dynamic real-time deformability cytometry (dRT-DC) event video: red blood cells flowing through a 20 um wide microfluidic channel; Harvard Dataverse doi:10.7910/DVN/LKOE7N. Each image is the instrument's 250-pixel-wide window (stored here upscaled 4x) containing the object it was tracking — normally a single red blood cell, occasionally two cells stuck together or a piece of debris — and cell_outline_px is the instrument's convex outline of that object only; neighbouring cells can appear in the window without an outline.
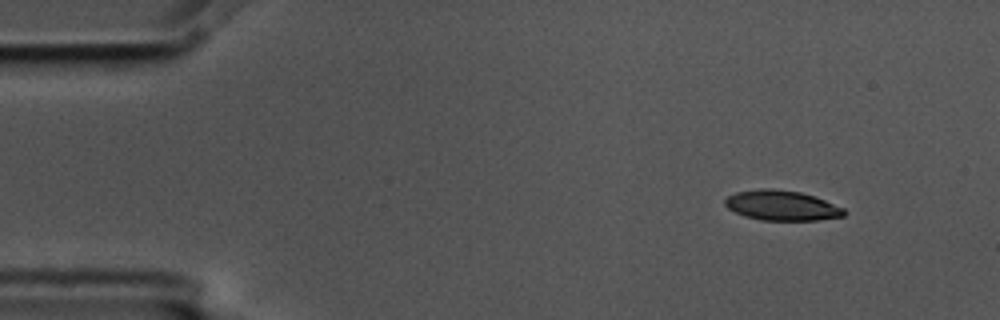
{"species": "common noctule bat (a hibernating species)", "species_latin": "Nyctalus noctula", "temperature_condition": "cold", "stored_images_in_passage": 3, "camera_frame_rate_fps": 3000, "um_per_image_px": 0.085, "animal": {"sex": "male", "body_mass_g": 17.5, "forearm_length_mm": 52.3}, "frame": {"image": 1, "passage_image": 1, "time_ms": 0.0, "image_size_px": [1000, 320], "cell_outline_px": [[848, 212], [844, 216], [816, 220], [760, 220], [744, 216], [728, 208], [724, 204], [724, 200], [728, 196], [736, 192], [760, 188], [768, 188], [800, 192], [824, 200], [844, 208]], "centroid_in_image_um": [66.44, 17.47], "position_along_channel_um": 18.6, "area_um2": 20.75}}
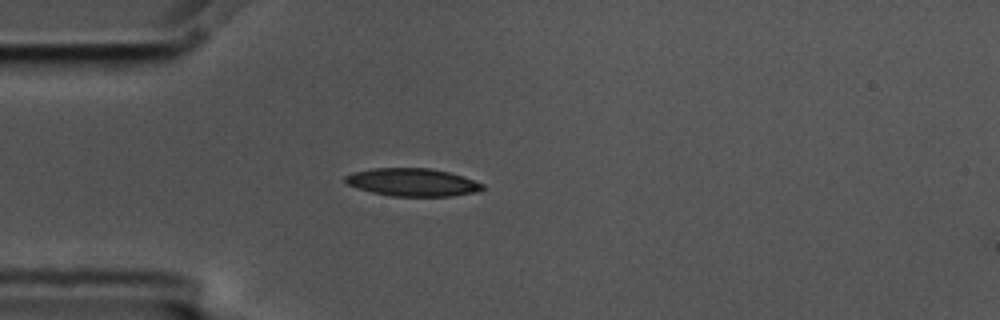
{"frame": {"image": 2, "passage_image": 3, "time_ms": 0.667, "image_size_px": [1000, 320], "cell_outline_px": [[484, 188], [476, 192], [448, 196], [392, 196], [372, 192], [356, 188], [348, 184], [344, 180], [344, 176], [352, 172], [372, 168], [432, 168], [448, 172], [484, 184]], "centroid_in_image_um": [35.01, 15.49], "position_along_channel_um": 50.0, "area_um2": 22.14}}